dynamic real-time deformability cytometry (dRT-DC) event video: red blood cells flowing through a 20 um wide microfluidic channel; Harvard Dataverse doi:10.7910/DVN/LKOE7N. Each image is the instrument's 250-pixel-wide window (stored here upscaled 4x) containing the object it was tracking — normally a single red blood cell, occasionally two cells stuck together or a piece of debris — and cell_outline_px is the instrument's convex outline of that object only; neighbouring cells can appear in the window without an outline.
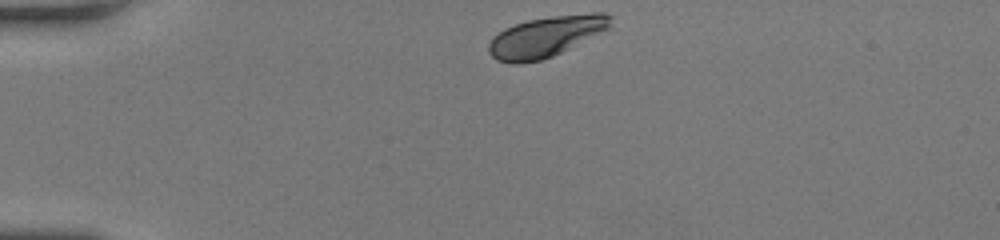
{"species": "human", "species_latin": "Homo sapiens", "temperature_condition": "room temperature", "stored_images_in_passage": 32, "camera_frame_rate_fps": 3000, "um_per_image_px": 0.085, "donor": {"sex": "female"}, "frame": {"image": 1, "passage_image": 1, "time_ms": 0.0, "image_size_px": [1000, 240], "cell_outline_px": [[612, 16], [608, 28], [552, 56], [540, 60], [516, 64], [512, 64], [496, 60], [488, 52], [488, 44], [492, 36], [504, 28], [528, 20], [552, 16], [592, 12], [604, 12]], "centroid_in_image_um": [46.34, 3.1], "position_along_channel_um": 38.7, "area_um2": 28.55}}
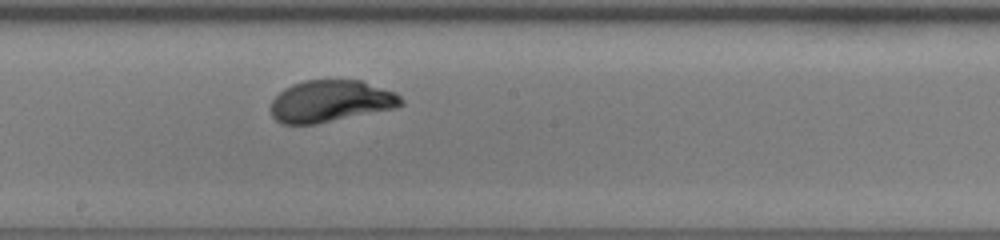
{"frame": {"image": 2, "passage_image": 18, "time_ms": 5.667, "image_size_px": [1000, 240], "cell_outline_px": [[404, 104], [396, 108], [316, 124], [280, 124], [272, 116], [272, 100], [284, 88], [292, 84], [304, 80], [360, 80], [396, 92], [404, 100]], "centroid_in_image_um": [28.13, 8.6], "position_along_channel_um": 220.1, "area_um2": 31.85}}
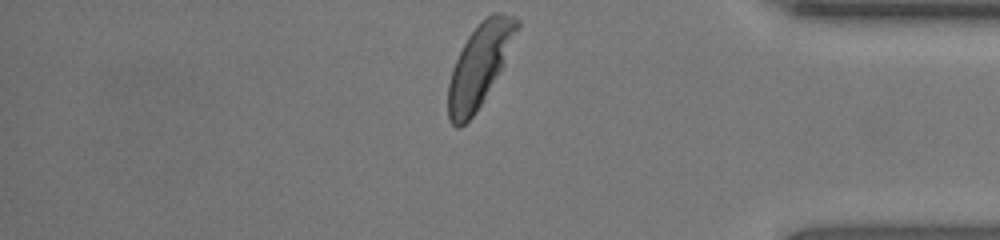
{"frame": {"image": 3, "passage_image": 32, "time_ms": 10.333, "image_size_px": [1000, 240], "cell_outline_px": [[520, 24], [504, 64], [500, 72], [476, 112], [460, 128], [456, 128], [448, 120], [448, 84], [452, 68], [468, 36], [492, 12], [504, 12], [516, 16], [520, 20]], "centroid_in_image_um": [40.77, 5.55], "position_along_channel_um": 394.4, "area_um2": 32.6}, "authors_computed_cell_mechanics": {"area_um2": 32.1079, "velocity_mm_per_s": 4.166, "shape_relaxation_time_tau1_ms": 1.965, "shape_relaxation_time_tau2_ms": null, "deformation_change_tau1": 0.1517, "deformation_change_tau2": null}}